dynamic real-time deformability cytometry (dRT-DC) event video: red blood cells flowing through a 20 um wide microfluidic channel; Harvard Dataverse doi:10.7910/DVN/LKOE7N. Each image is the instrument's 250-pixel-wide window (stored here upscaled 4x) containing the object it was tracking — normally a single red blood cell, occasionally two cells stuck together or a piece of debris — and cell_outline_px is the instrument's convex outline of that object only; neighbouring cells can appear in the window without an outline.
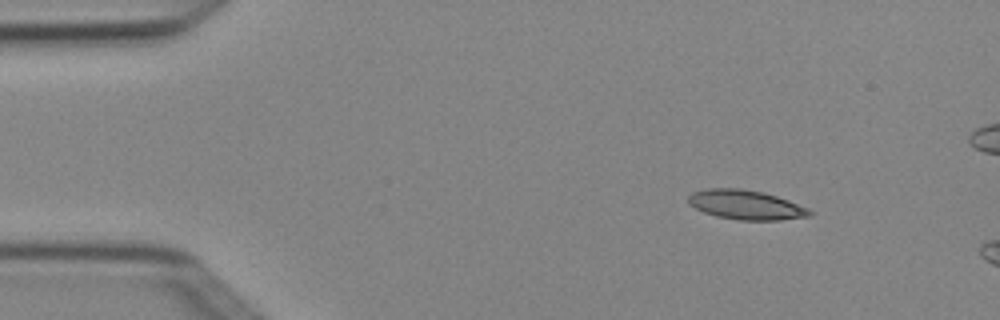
{"species": "Egyptian fruit bat (a non-hibernating species)", "species_latin": "Rousettus aegyptiacus", "temperature_condition": "cold", "stored_images_in_passage": 2, "camera_frame_rate_fps": 3000, "um_per_image_px": 0.085, "animal": {"sex": "female"}, "frame": {"image": 1, "passage_image": 1, "time_ms": 0.0, "image_size_px": [1000, 320], "cell_outline_px": [[812, 216], [780, 220], [740, 220], [716, 216], [704, 212], [688, 204], [688, 196], [692, 192], [708, 188], [740, 188], [764, 192], [788, 200], [808, 208], [812, 212]], "centroid_in_image_um": [63.4, 17.41], "position_along_channel_um": 21.6, "area_um2": 20.87}}